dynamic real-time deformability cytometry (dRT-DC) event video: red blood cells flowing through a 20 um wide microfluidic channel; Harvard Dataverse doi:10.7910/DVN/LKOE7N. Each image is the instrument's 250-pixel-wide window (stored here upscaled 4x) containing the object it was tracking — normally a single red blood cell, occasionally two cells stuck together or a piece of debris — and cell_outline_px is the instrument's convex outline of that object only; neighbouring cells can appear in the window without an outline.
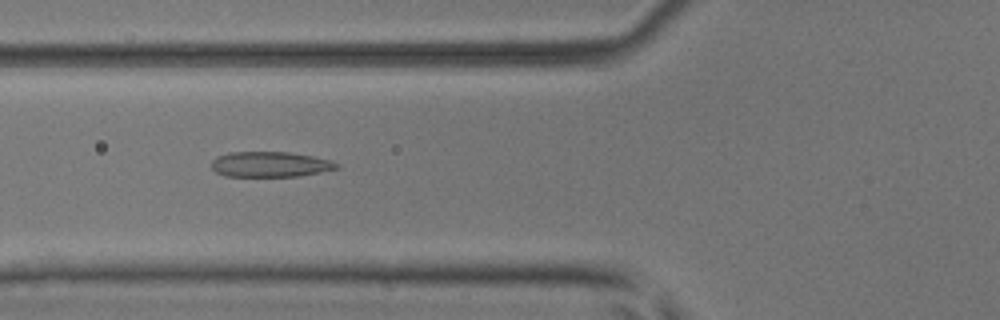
{"species": "common noctule bat (a hibernating species)", "species_latin": "Nyctalus noctula", "temperature_condition": "room temperature", "stored_images_in_passage": 36, "segment_of_instrument_passage": [1, 2], "camera_frame_rate_fps": 3000, "um_per_image_px": 0.085, "animal": {"sex": "male", "body_mass_g": 17.9, "forearm_length_mm": 54.2}, "frame": {"image": 1, "passage_image": 14, "time_ms": 4.333, "image_size_px": [1000, 320], "cell_outline_px": [[340, 168], [300, 176], [224, 176], [216, 172], [212, 168], [212, 160], [216, 156], [232, 152], [288, 152], [312, 156], [332, 160], [340, 164]], "centroid_in_image_um": [22.99, 13.97], "position_along_channel_um": 102.8, "area_um2": 18.55}}
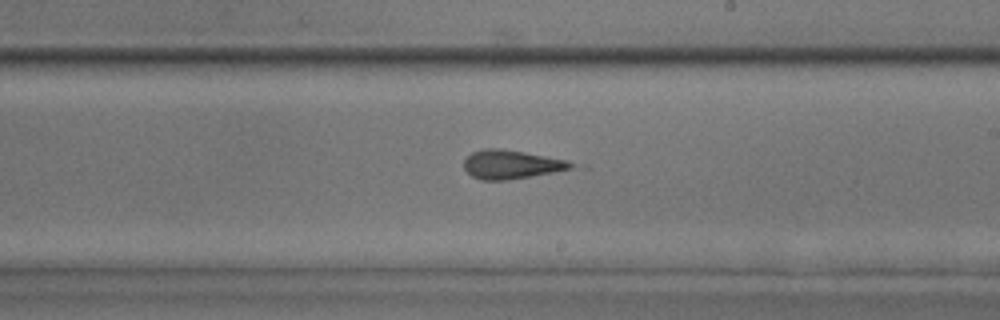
{"frame": {"image": 2, "passage_image": 25, "time_ms": 8.0, "image_size_px": [1000, 320], "cell_outline_px": [[576, 164], [572, 168], [552, 172], [508, 180], [480, 180], [472, 176], [464, 168], [464, 160], [472, 152], [484, 148], [500, 148], [524, 152], [568, 160]], "centroid_in_image_um": [43.44, 13.97], "position_along_channel_um": 245.6, "area_um2": 17.86}}
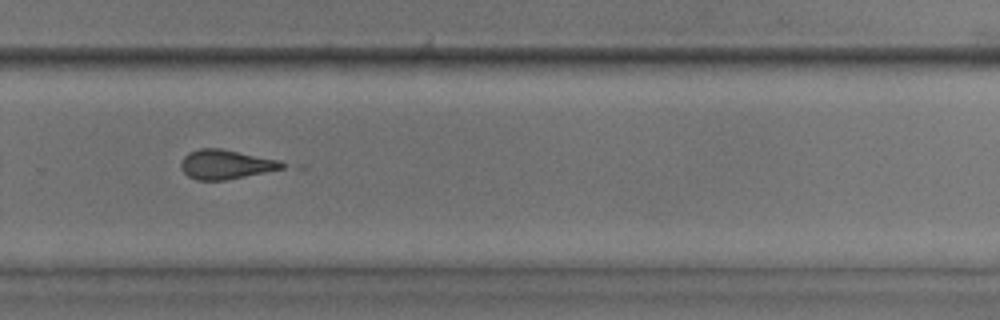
{"frame": {"image": 3, "passage_image": 30, "time_ms": 9.667, "image_size_px": [1000, 320], "cell_outline_px": [[288, 164], [284, 168], [224, 180], [196, 180], [188, 176], [180, 168], [180, 160], [188, 152], [200, 148], [220, 148], [280, 160]], "centroid_in_image_um": [19.16, 13.96], "position_along_channel_um": 310.6, "area_um2": 17.34}}